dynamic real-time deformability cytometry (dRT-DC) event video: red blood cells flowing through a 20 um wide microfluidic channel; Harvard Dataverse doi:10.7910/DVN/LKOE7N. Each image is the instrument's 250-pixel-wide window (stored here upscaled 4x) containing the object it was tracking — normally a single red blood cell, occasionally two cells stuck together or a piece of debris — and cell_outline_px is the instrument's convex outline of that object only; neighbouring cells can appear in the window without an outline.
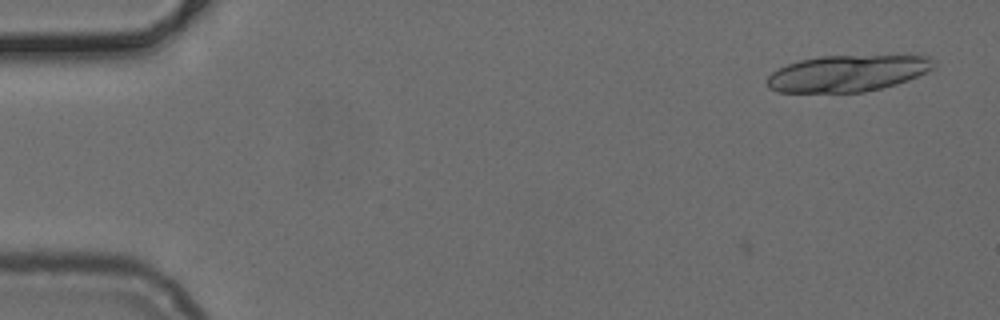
{"species": "common noctule bat (a hibernating species)", "species_latin": "Nyctalus noctula", "temperature_condition": "cold", "stored_images_in_passage": 9, "camera_frame_rate_fps": 3000, "um_per_image_px": 0.085, "animal": {"sex": "female", "body_mass_g": 24.6, "forearm_length_mm": 56.2}, "frame": {"image": 1, "passage_image": 9, "time_ms": 2.667, "image_size_px": [1000, 320], "cell_outline_px": [[936, 68], [908, 80], [896, 84], [864, 92], [780, 92], [768, 88], [764, 84], [768, 76], [772, 72], [788, 64], [800, 60], [820, 56], [932, 56], [936, 60]], "centroid_in_image_um": [72.05, 6.23], "position_along_channel_um": 12.9, "area_um2": 35.49}}